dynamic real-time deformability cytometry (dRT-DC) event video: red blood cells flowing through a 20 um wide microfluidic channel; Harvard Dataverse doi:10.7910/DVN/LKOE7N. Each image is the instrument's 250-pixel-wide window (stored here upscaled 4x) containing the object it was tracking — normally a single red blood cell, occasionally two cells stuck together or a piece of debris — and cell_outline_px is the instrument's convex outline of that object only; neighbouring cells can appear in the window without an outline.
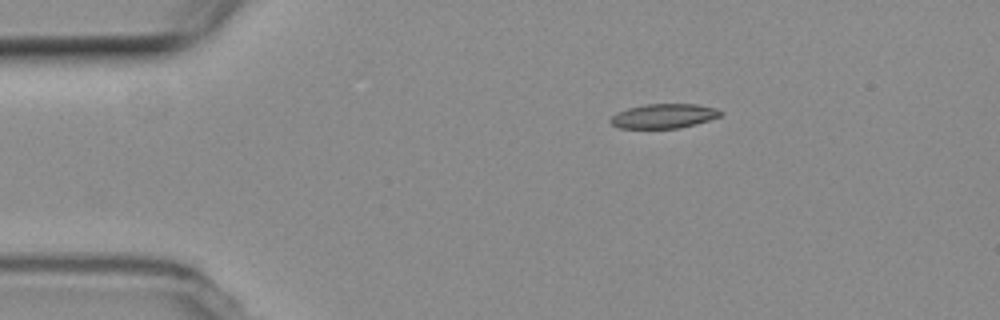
{"species": "common noctule bat (a hibernating species)", "species_latin": "Nyctalus noctula", "temperature_condition": "room temperature", "stored_images_in_passage": 4, "camera_frame_rate_fps": 3000, "um_per_image_px": 0.085, "animal": {"sex": "female", "body_mass_g": 19.3, "forearm_length_mm": 54.1}, "frame": {"image": 1, "passage_image": 1, "time_ms": 0.0, "image_size_px": [1000, 320], "cell_outline_px": [[724, 112], [720, 116], [696, 124], [680, 128], [620, 128], [612, 124], [608, 120], [616, 112], [628, 108], [644, 104], [696, 104], [716, 108]], "centroid_in_image_um": [56.41, 9.86], "position_along_channel_um": 28.6, "area_um2": 15.72}}
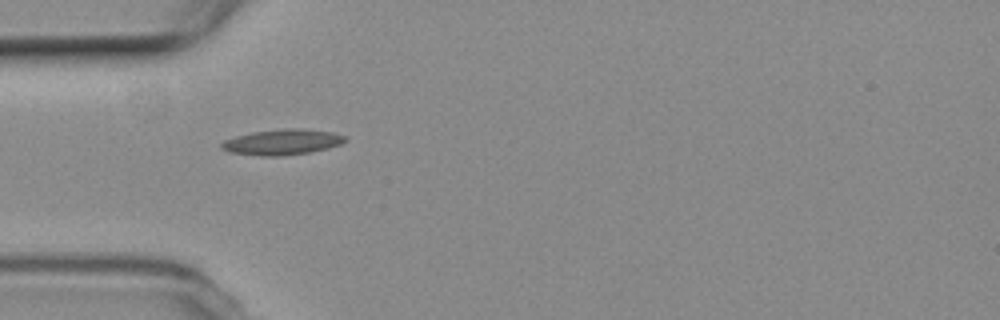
{"frame": {"image": 2, "passage_image": 3, "time_ms": 2.333, "image_size_px": [1000, 320], "cell_outline_px": [[348, 140], [340, 144], [328, 148], [308, 152], [284, 156], [260, 156], [228, 152], [220, 148], [220, 144], [224, 140], [236, 136], [252, 132], [284, 128], [300, 128], [332, 132], [344, 136]], "centroid_in_image_um": [23.96, 12.08], "position_along_channel_um": 61.0, "area_um2": 18.5}}
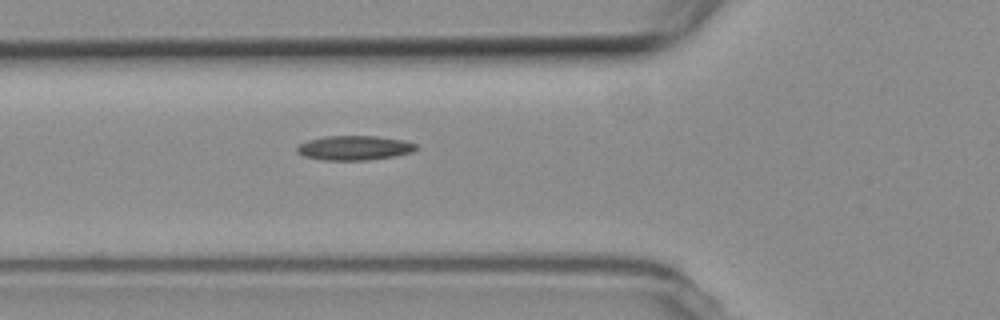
{"frame": {"image": 3, "passage_image": 4, "time_ms": 3.333, "image_size_px": [1000, 320], "cell_outline_px": [[416, 148], [412, 152], [392, 156], [368, 160], [324, 160], [304, 156], [296, 152], [296, 148], [300, 144], [308, 140], [324, 136], [376, 136], [404, 140], [416, 144]], "centroid_in_image_um": [30.09, 12.56], "position_along_channel_um": 95.7, "area_um2": 16.88}}